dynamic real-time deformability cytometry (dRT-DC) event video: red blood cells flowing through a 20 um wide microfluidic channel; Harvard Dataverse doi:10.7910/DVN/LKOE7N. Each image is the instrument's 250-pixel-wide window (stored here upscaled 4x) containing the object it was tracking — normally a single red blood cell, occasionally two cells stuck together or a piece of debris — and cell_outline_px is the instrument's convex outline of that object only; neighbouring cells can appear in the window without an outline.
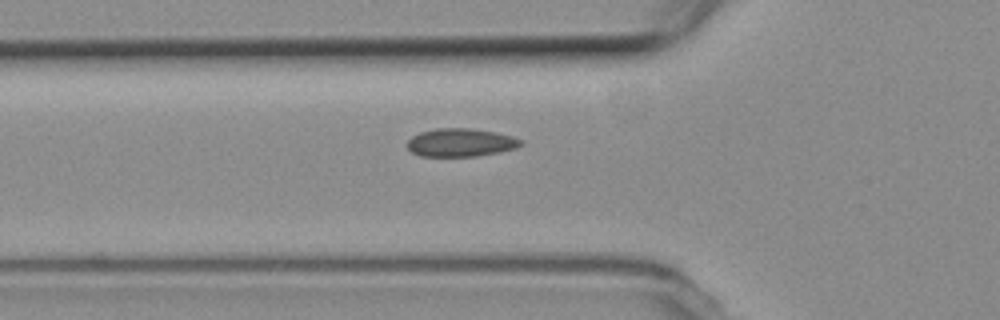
{"species": "common noctule bat (a hibernating species)", "species_latin": "Nyctalus noctula", "temperature_condition": "room temperature", "stored_images_in_passage": 38, "camera_frame_rate_fps": 3000, "um_per_image_px": 0.085, "animal": {"sex": "female", "body_mass_g": 19.3, "forearm_length_mm": 54.1}, "frame": {"image": 1, "passage_image": 3, "time_ms": 0.667, "image_size_px": [1000, 320], "cell_outline_px": [[524, 144], [516, 148], [500, 152], [476, 156], [420, 156], [412, 152], [408, 148], [408, 140], [412, 136], [420, 132], [436, 128], [472, 128], [496, 132], [512, 136], [524, 140]], "centroid_in_image_um": [39.2, 12.11], "position_along_channel_um": 86.6, "area_um2": 18.79}}
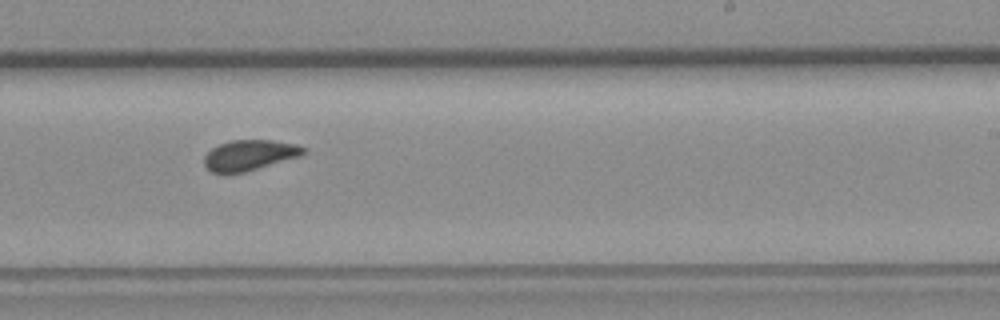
{"frame": {"image": 2, "passage_image": 18, "time_ms": 5.667, "image_size_px": [1000, 320], "cell_outline_px": [[308, 152], [300, 156], [244, 172], [212, 172], [204, 164], [204, 156], [212, 148], [220, 144], [232, 140], [272, 140], [296, 144], [308, 148]], "centroid_in_image_um": [21.26, 13.17], "position_along_channel_um": 267.7, "area_um2": 17.46}}
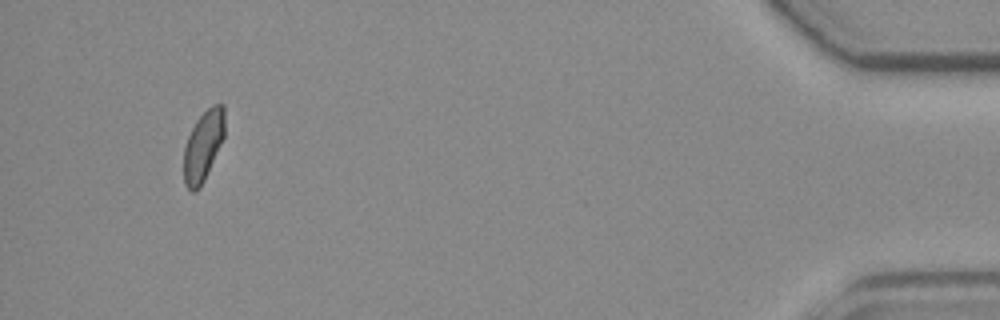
{"frame": {"image": 3, "passage_image": 37, "time_ms": 12.0, "image_size_px": [1000, 320], "cell_outline_px": [[224, 136], [204, 180], [200, 188], [196, 192], [192, 192], [184, 184], [184, 148], [188, 136], [196, 120], [212, 104], [224, 104]], "centroid_in_image_um": [17.26, 12.4], "position_along_channel_um": 417.9, "area_um2": 16.59}}